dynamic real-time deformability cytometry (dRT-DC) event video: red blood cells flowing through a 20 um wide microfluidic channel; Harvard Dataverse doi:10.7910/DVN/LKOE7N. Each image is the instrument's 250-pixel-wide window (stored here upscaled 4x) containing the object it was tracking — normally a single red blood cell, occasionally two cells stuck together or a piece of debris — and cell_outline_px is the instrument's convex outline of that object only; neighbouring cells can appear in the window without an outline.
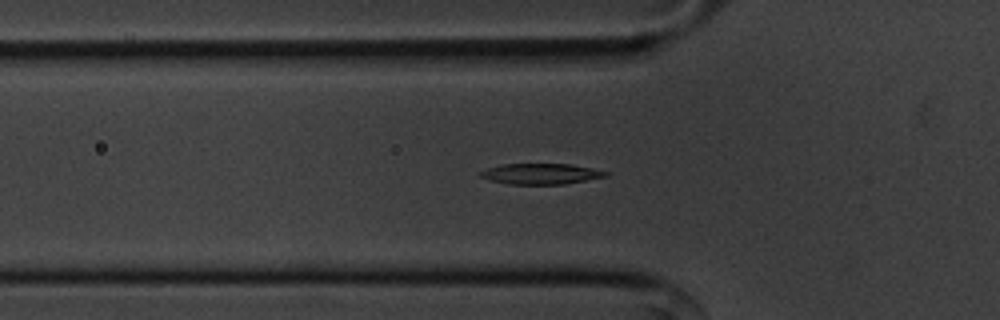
{"species": "common noctule bat (a hibernating species)", "species_latin": "Nyctalus noctula", "temperature_condition": "cold", "stored_images_in_passage": 45, "camera_frame_rate_fps": 3000, "um_per_image_px": 0.085, "animal": {"sex": "male", "body_mass_g": 20.1, "forearm_length_mm": 53.5}, "frame": {"image": 1, "passage_image": 13, "time_ms": 4.0, "image_size_px": [1000, 320], "cell_outline_px": [[608, 176], [564, 184], [512, 184], [488, 180], [480, 176], [476, 172], [488, 168], [504, 164], [572, 164], [592, 168], [608, 172]], "centroid_in_image_um": [45.95, 14.77], "position_along_channel_um": 79.8, "area_um2": 15.09}}
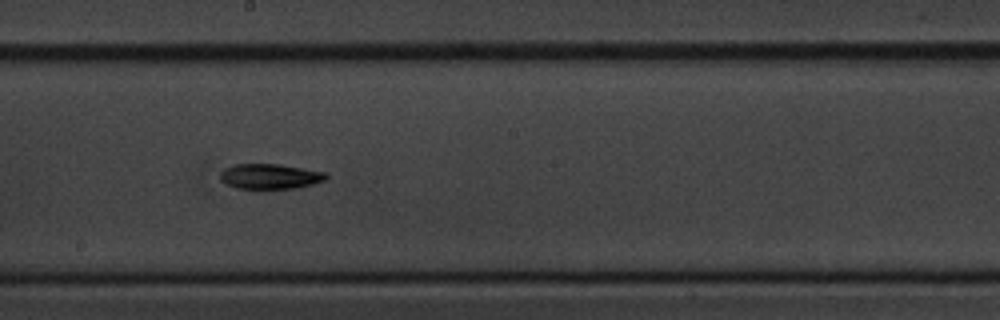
{"frame": {"image": 2, "passage_image": 25, "time_ms": 8.0, "image_size_px": [1000, 320], "cell_outline_px": [[328, 176], [324, 180], [312, 184], [296, 188], [236, 188], [224, 184], [220, 180], [220, 172], [224, 168], [232, 164], [280, 164], [328, 172]], "centroid_in_image_um": [22.93, 14.98], "position_along_channel_um": 225.3, "area_um2": 15.66}}
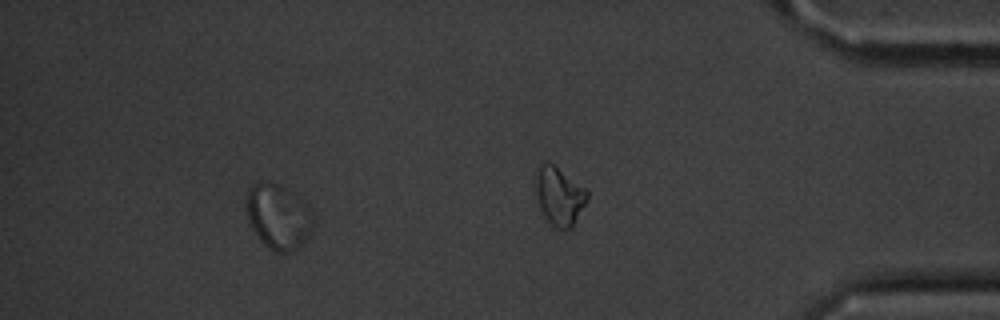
{"frame": {"image": 3, "passage_image": 40, "time_ms": 13.0, "image_size_px": [1000, 320], "cell_outline_px": [[316, 220], [304, 244], [288, 252], [276, 252], [268, 248], [264, 244], [252, 228], [248, 216], [244, 200], [248, 188], [252, 184], [276, 184], [300, 196], [312, 208]], "centroid_in_image_um": [23.7, 18.42], "position_along_channel_um": 411.5, "area_um2": 25.55}, "authors_computed_cell_mechanics": {"area_um2": 15.4904, "velocity_mm_per_s": 3.6143, "shape_relaxation_time_tau1_ms": 3.1206, "shape_relaxation_time_tau2_ms": null, "deformation_change_tau1": 0.1136, "deformation_change_tau2": null}}